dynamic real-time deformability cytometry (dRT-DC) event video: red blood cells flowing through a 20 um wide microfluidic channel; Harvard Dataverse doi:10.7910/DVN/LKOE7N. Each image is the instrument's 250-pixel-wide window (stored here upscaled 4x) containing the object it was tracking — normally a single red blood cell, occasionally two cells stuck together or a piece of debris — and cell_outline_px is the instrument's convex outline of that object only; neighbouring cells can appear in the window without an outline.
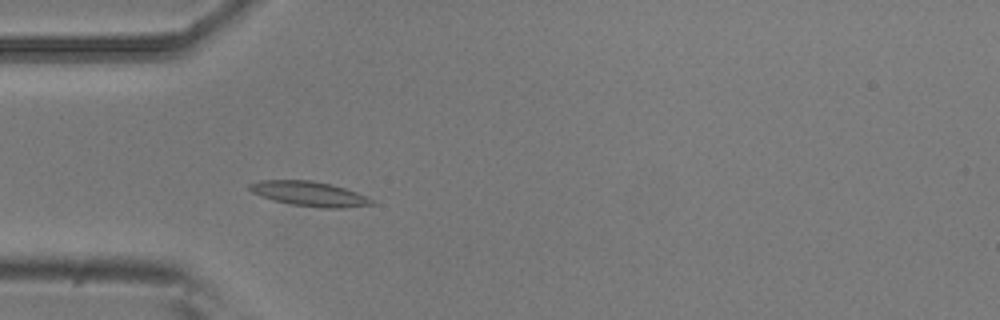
{"species": "common noctule bat (a hibernating species)", "species_latin": "Nyctalus noctula", "temperature_condition": "room temperature", "stored_images_in_passage": 4, "camera_frame_rate_fps": 3000, "um_per_image_px": 0.085, "animal": {"sex": "male", "body_mass_g": 20.5, "forearm_length_mm": 52.5}, "frame": {"image": 1, "passage_image": 4, "time_ms": 1.0, "image_size_px": [1000, 320], "cell_outline_px": [[376, 204], [344, 208], [320, 208], [292, 204], [260, 196], [252, 192], [248, 188], [248, 184], [260, 180], [312, 180], [344, 188], [368, 196]], "centroid_in_image_um": [26.3, 16.47], "position_along_channel_um": 58.7, "area_um2": 17.51}}